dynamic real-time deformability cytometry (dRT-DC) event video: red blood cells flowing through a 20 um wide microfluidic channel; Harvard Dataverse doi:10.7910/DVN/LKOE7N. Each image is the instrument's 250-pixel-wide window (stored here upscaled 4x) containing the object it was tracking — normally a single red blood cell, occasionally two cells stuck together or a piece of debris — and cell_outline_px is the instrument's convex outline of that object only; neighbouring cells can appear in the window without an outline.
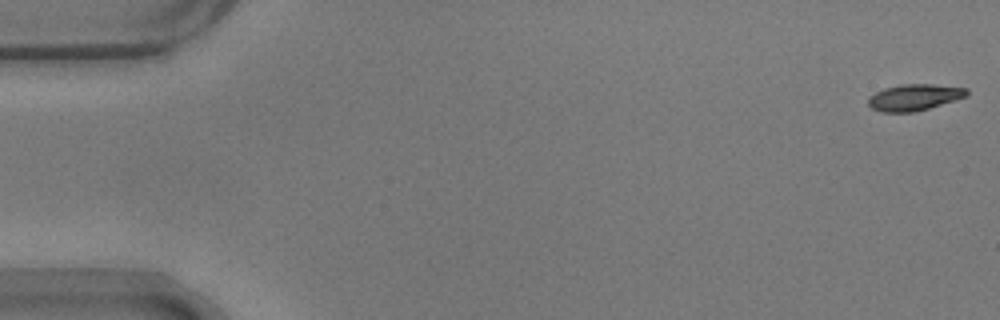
{"species": "common noctule bat (a hibernating species)", "species_latin": "Nyctalus noctula", "temperature_condition": "warm", "stored_images_in_passage": 11, "camera_frame_rate_fps": 3000, "um_per_image_px": 0.085, "animal": {"sex": "male", "body_mass_g": 17.9}, "frame": {"image": 1, "passage_image": 1, "time_ms": 0.0, "image_size_px": [1000, 320], "cell_outline_px": [[968, 96], [956, 100], [916, 112], [880, 112], [872, 108], [868, 104], [868, 96], [884, 88], [900, 84], [932, 84], [968, 88]], "centroid_in_image_um": [77.72, 8.27], "position_along_channel_um": 7.3, "area_um2": 15.32}}